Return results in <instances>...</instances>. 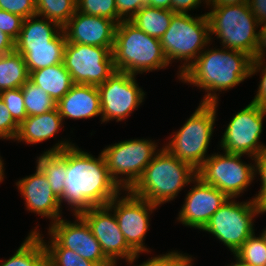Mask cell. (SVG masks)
Segmentation results:
<instances>
[{"instance_id":"cell-44","label":"cell","mask_w":266,"mask_h":266,"mask_svg":"<svg viewBox=\"0 0 266 266\" xmlns=\"http://www.w3.org/2000/svg\"><path fill=\"white\" fill-rule=\"evenodd\" d=\"M137 266H173V251L153 257Z\"/></svg>"},{"instance_id":"cell-36","label":"cell","mask_w":266,"mask_h":266,"mask_svg":"<svg viewBox=\"0 0 266 266\" xmlns=\"http://www.w3.org/2000/svg\"><path fill=\"white\" fill-rule=\"evenodd\" d=\"M19 124L13 119L11 113L0 98V139H15Z\"/></svg>"},{"instance_id":"cell-33","label":"cell","mask_w":266,"mask_h":266,"mask_svg":"<svg viewBox=\"0 0 266 266\" xmlns=\"http://www.w3.org/2000/svg\"><path fill=\"white\" fill-rule=\"evenodd\" d=\"M77 11L86 15L108 18L116 24L122 21L117 15L115 0H77Z\"/></svg>"},{"instance_id":"cell-45","label":"cell","mask_w":266,"mask_h":266,"mask_svg":"<svg viewBox=\"0 0 266 266\" xmlns=\"http://www.w3.org/2000/svg\"><path fill=\"white\" fill-rule=\"evenodd\" d=\"M15 50V40L0 30V56Z\"/></svg>"},{"instance_id":"cell-27","label":"cell","mask_w":266,"mask_h":266,"mask_svg":"<svg viewBox=\"0 0 266 266\" xmlns=\"http://www.w3.org/2000/svg\"><path fill=\"white\" fill-rule=\"evenodd\" d=\"M174 14L172 10L145 5L130 21L149 36L160 39L167 31Z\"/></svg>"},{"instance_id":"cell-12","label":"cell","mask_w":266,"mask_h":266,"mask_svg":"<svg viewBox=\"0 0 266 266\" xmlns=\"http://www.w3.org/2000/svg\"><path fill=\"white\" fill-rule=\"evenodd\" d=\"M265 116L266 108L253 102L238 111L223 133L220 142L223 151L246 154L254 160L266 149V146L259 142Z\"/></svg>"},{"instance_id":"cell-46","label":"cell","mask_w":266,"mask_h":266,"mask_svg":"<svg viewBox=\"0 0 266 266\" xmlns=\"http://www.w3.org/2000/svg\"><path fill=\"white\" fill-rule=\"evenodd\" d=\"M193 261L190 255L173 251V266H192Z\"/></svg>"},{"instance_id":"cell-21","label":"cell","mask_w":266,"mask_h":266,"mask_svg":"<svg viewBox=\"0 0 266 266\" xmlns=\"http://www.w3.org/2000/svg\"><path fill=\"white\" fill-rule=\"evenodd\" d=\"M66 42L62 29L48 44L15 45V51L23 56L30 74L32 71L63 63Z\"/></svg>"},{"instance_id":"cell-11","label":"cell","mask_w":266,"mask_h":266,"mask_svg":"<svg viewBox=\"0 0 266 266\" xmlns=\"http://www.w3.org/2000/svg\"><path fill=\"white\" fill-rule=\"evenodd\" d=\"M112 50L66 42L63 63L73 83L93 86L104 83L116 71Z\"/></svg>"},{"instance_id":"cell-52","label":"cell","mask_w":266,"mask_h":266,"mask_svg":"<svg viewBox=\"0 0 266 266\" xmlns=\"http://www.w3.org/2000/svg\"><path fill=\"white\" fill-rule=\"evenodd\" d=\"M263 210L266 212V203L263 205Z\"/></svg>"},{"instance_id":"cell-38","label":"cell","mask_w":266,"mask_h":266,"mask_svg":"<svg viewBox=\"0 0 266 266\" xmlns=\"http://www.w3.org/2000/svg\"><path fill=\"white\" fill-rule=\"evenodd\" d=\"M264 64V60H253L252 62L251 76L254 75V73L256 74V72H259L260 70H262V76L257 89V94L251 102L257 104L260 107L266 108V65L263 66Z\"/></svg>"},{"instance_id":"cell-24","label":"cell","mask_w":266,"mask_h":266,"mask_svg":"<svg viewBox=\"0 0 266 266\" xmlns=\"http://www.w3.org/2000/svg\"><path fill=\"white\" fill-rule=\"evenodd\" d=\"M29 79L41 87L55 103L61 100L74 84L64 63L32 71Z\"/></svg>"},{"instance_id":"cell-6","label":"cell","mask_w":266,"mask_h":266,"mask_svg":"<svg viewBox=\"0 0 266 266\" xmlns=\"http://www.w3.org/2000/svg\"><path fill=\"white\" fill-rule=\"evenodd\" d=\"M210 38L216 35L222 47L244 52L254 57L260 25L248 4L212 6L206 13Z\"/></svg>"},{"instance_id":"cell-43","label":"cell","mask_w":266,"mask_h":266,"mask_svg":"<svg viewBox=\"0 0 266 266\" xmlns=\"http://www.w3.org/2000/svg\"><path fill=\"white\" fill-rule=\"evenodd\" d=\"M258 30V42L253 60H264L266 54V23L261 24Z\"/></svg>"},{"instance_id":"cell-39","label":"cell","mask_w":266,"mask_h":266,"mask_svg":"<svg viewBox=\"0 0 266 266\" xmlns=\"http://www.w3.org/2000/svg\"><path fill=\"white\" fill-rule=\"evenodd\" d=\"M117 15L122 20H130L143 6L146 0H115Z\"/></svg>"},{"instance_id":"cell-13","label":"cell","mask_w":266,"mask_h":266,"mask_svg":"<svg viewBox=\"0 0 266 266\" xmlns=\"http://www.w3.org/2000/svg\"><path fill=\"white\" fill-rule=\"evenodd\" d=\"M100 95L101 121L126 119L143 102L145 93L138 86L135 75L115 71L97 86Z\"/></svg>"},{"instance_id":"cell-40","label":"cell","mask_w":266,"mask_h":266,"mask_svg":"<svg viewBox=\"0 0 266 266\" xmlns=\"http://www.w3.org/2000/svg\"><path fill=\"white\" fill-rule=\"evenodd\" d=\"M254 161L255 175L259 174L262 182L261 190L254 199L264 205L266 203V149L260 155L256 156Z\"/></svg>"},{"instance_id":"cell-30","label":"cell","mask_w":266,"mask_h":266,"mask_svg":"<svg viewBox=\"0 0 266 266\" xmlns=\"http://www.w3.org/2000/svg\"><path fill=\"white\" fill-rule=\"evenodd\" d=\"M77 10V0H36L38 18L49 19L63 27Z\"/></svg>"},{"instance_id":"cell-8","label":"cell","mask_w":266,"mask_h":266,"mask_svg":"<svg viewBox=\"0 0 266 266\" xmlns=\"http://www.w3.org/2000/svg\"><path fill=\"white\" fill-rule=\"evenodd\" d=\"M249 200L239 203L229 198L202 229L223 242L233 254L255 233L253 218L265 213L262 204L254 198Z\"/></svg>"},{"instance_id":"cell-3","label":"cell","mask_w":266,"mask_h":266,"mask_svg":"<svg viewBox=\"0 0 266 266\" xmlns=\"http://www.w3.org/2000/svg\"><path fill=\"white\" fill-rule=\"evenodd\" d=\"M196 176L194 168L162 147L129 191L141 199L160 206L176 198L181 189Z\"/></svg>"},{"instance_id":"cell-14","label":"cell","mask_w":266,"mask_h":266,"mask_svg":"<svg viewBox=\"0 0 266 266\" xmlns=\"http://www.w3.org/2000/svg\"><path fill=\"white\" fill-rule=\"evenodd\" d=\"M126 196L117 195L106 206L113 211L120 231L128 246L136 253L150 252L144 245V238L149 230L150 212L158 207L148 200L133 195L129 190Z\"/></svg>"},{"instance_id":"cell-29","label":"cell","mask_w":266,"mask_h":266,"mask_svg":"<svg viewBox=\"0 0 266 266\" xmlns=\"http://www.w3.org/2000/svg\"><path fill=\"white\" fill-rule=\"evenodd\" d=\"M37 228L30 234H37L43 240L47 254V266H97L94 262L82 258L77 252L62 247L51 235L50 242L47 244Z\"/></svg>"},{"instance_id":"cell-4","label":"cell","mask_w":266,"mask_h":266,"mask_svg":"<svg viewBox=\"0 0 266 266\" xmlns=\"http://www.w3.org/2000/svg\"><path fill=\"white\" fill-rule=\"evenodd\" d=\"M112 54L115 70L131 75L169 65L160 39L149 36L130 20H122L117 24Z\"/></svg>"},{"instance_id":"cell-32","label":"cell","mask_w":266,"mask_h":266,"mask_svg":"<svg viewBox=\"0 0 266 266\" xmlns=\"http://www.w3.org/2000/svg\"><path fill=\"white\" fill-rule=\"evenodd\" d=\"M234 257L252 266H266V243L263 237H256L253 233L234 253Z\"/></svg>"},{"instance_id":"cell-47","label":"cell","mask_w":266,"mask_h":266,"mask_svg":"<svg viewBox=\"0 0 266 266\" xmlns=\"http://www.w3.org/2000/svg\"><path fill=\"white\" fill-rule=\"evenodd\" d=\"M249 0H209L208 5L218 6V5H239L248 4Z\"/></svg>"},{"instance_id":"cell-19","label":"cell","mask_w":266,"mask_h":266,"mask_svg":"<svg viewBox=\"0 0 266 266\" xmlns=\"http://www.w3.org/2000/svg\"><path fill=\"white\" fill-rule=\"evenodd\" d=\"M25 200L27 210L51 219V223L61 218L60 199L53 193L47 177L36 166V172L16 182Z\"/></svg>"},{"instance_id":"cell-48","label":"cell","mask_w":266,"mask_h":266,"mask_svg":"<svg viewBox=\"0 0 266 266\" xmlns=\"http://www.w3.org/2000/svg\"><path fill=\"white\" fill-rule=\"evenodd\" d=\"M146 5L171 10V0H146Z\"/></svg>"},{"instance_id":"cell-16","label":"cell","mask_w":266,"mask_h":266,"mask_svg":"<svg viewBox=\"0 0 266 266\" xmlns=\"http://www.w3.org/2000/svg\"><path fill=\"white\" fill-rule=\"evenodd\" d=\"M74 223L59 218L48 229L62 247L77 252L82 258L94 262L97 266H115L102 251L98 240L93 236L90 226L80 215Z\"/></svg>"},{"instance_id":"cell-17","label":"cell","mask_w":266,"mask_h":266,"mask_svg":"<svg viewBox=\"0 0 266 266\" xmlns=\"http://www.w3.org/2000/svg\"><path fill=\"white\" fill-rule=\"evenodd\" d=\"M191 183L196 185L188 191L177 219L185 226L202 230L229 197L218 188L204 183L198 176Z\"/></svg>"},{"instance_id":"cell-20","label":"cell","mask_w":266,"mask_h":266,"mask_svg":"<svg viewBox=\"0 0 266 266\" xmlns=\"http://www.w3.org/2000/svg\"><path fill=\"white\" fill-rule=\"evenodd\" d=\"M62 119H90L101 115L97 86L73 84L69 92L56 103Z\"/></svg>"},{"instance_id":"cell-1","label":"cell","mask_w":266,"mask_h":266,"mask_svg":"<svg viewBox=\"0 0 266 266\" xmlns=\"http://www.w3.org/2000/svg\"><path fill=\"white\" fill-rule=\"evenodd\" d=\"M66 172L64 192L59 199L71 206L73 215L106 206L121 194L122 188L111 177L102 153L95 158L75 145L67 148Z\"/></svg>"},{"instance_id":"cell-37","label":"cell","mask_w":266,"mask_h":266,"mask_svg":"<svg viewBox=\"0 0 266 266\" xmlns=\"http://www.w3.org/2000/svg\"><path fill=\"white\" fill-rule=\"evenodd\" d=\"M24 18L0 9V30L16 40L21 32Z\"/></svg>"},{"instance_id":"cell-28","label":"cell","mask_w":266,"mask_h":266,"mask_svg":"<svg viewBox=\"0 0 266 266\" xmlns=\"http://www.w3.org/2000/svg\"><path fill=\"white\" fill-rule=\"evenodd\" d=\"M0 266H47V254L43 240L37 234H30L9 259Z\"/></svg>"},{"instance_id":"cell-10","label":"cell","mask_w":266,"mask_h":266,"mask_svg":"<svg viewBox=\"0 0 266 266\" xmlns=\"http://www.w3.org/2000/svg\"><path fill=\"white\" fill-rule=\"evenodd\" d=\"M224 154V155H223ZM212 154L196 171L197 176L206 184L212 185L229 198H237L253 182L255 165L241 161L243 154Z\"/></svg>"},{"instance_id":"cell-23","label":"cell","mask_w":266,"mask_h":266,"mask_svg":"<svg viewBox=\"0 0 266 266\" xmlns=\"http://www.w3.org/2000/svg\"><path fill=\"white\" fill-rule=\"evenodd\" d=\"M62 117L57 108L36 116L26 117L18 127L14 140L36 144L54 138L62 126Z\"/></svg>"},{"instance_id":"cell-34","label":"cell","mask_w":266,"mask_h":266,"mask_svg":"<svg viewBox=\"0 0 266 266\" xmlns=\"http://www.w3.org/2000/svg\"><path fill=\"white\" fill-rule=\"evenodd\" d=\"M0 98L5 103L13 119L20 124L26 117L25 103L21 88L0 92Z\"/></svg>"},{"instance_id":"cell-15","label":"cell","mask_w":266,"mask_h":266,"mask_svg":"<svg viewBox=\"0 0 266 266\" xmlns=\"http://www.w3.org/2000/svg\"><path fill=\"white\" fill-rule=\"evenodd\" d=\"M107 206L92 207L80 215L90 226L93 236L101 245L105 256L116 266L117 259L124 258L133 264L139 254H136L127 244L120 231L114 213Z\"/></svg>"},{"instance_id":"cell-50","label":"cell","mask_w":266,"mask_h":266,"mask_svg":"<svg viewBox=\"0 0 266 266\" xmlns=\"http://www.w3.org/2000/svg\"><path fill=\"white\" fill-rule=\"evenodd\" d=\"M3 160L1 159V156H0V182L3 181V178H4V166H3Z\"/></svg>"},{"instance_id":"cell-2","label":"cell","mask_w":266,"mask_h":266,"mask_svg":"<svg viewBox=\"0 0 266 266\" xmlns=\"http://www.w3.org/2000/svg\"><path fill=\"white\" fill-rule=\"evenodd\" d=\"M252 62L253 58L241 51L207 49L180 75V80L207 91L201 103L214 104L218 102L216 91H226L251 77Z\"/></svg>"},{"instance_id":"cell-22","label":"cell","mask_w":266,"mask_h":266,"mask_svg":"<svg viewBox=\"0 0 266 266\" xmlns=\"http://www.w3.org/2000/svg\"><path fill=\"white\" fill-rule=\"evenodd\" d=\"M73 145L75 144L67 140L61 141L37 157V167L45 174L53 193L58 198L63 195L67 177V148Z\"/></svg>"},{"instance_id":"cell-35","label":"cell","mask_w":266,"mask_h":266,"mask_svg":"<svg viewBox=\"0 0 266 266\" xmlns=\"http://www.w3.org/2000/svg\"><path fill=\"white\" fill-rule=\"evenodd\" d=\"M0 9L25 19L36 15V0H0Z\"/></svg>"},{"instance_id":"cell-5","label":"cell","mask_w":266,"mask_h":266,"mask_svg":"<svg viewBox=\"0 0 266 266\" xmlns=\"http://www.w3.org/2000/svg\"><path fill=\"white\" fill-rule=\"evenodd\" d=\"M211 39L206 13L198 17L182 13L172 16L167 31L160 38V43L169 64L173 60L184 61L179 70V80L180 75L205 50V46L210 44Z\"/></svg>"},{"instance_id":"cell-42","label":"cell","mask_w":266,"mask_h":266,"mask_svg":"<svg viewBox=\"0 0 266 266\" xmlns=\"http://www.w3.org/2000/svg\"><path fill=\"white\" fill-rule=\"evenodd\" d=\"M248 5L259 25L266 23V0H249Z\"/></svg>"},{"instance_id":"cell-18","label":"cell","mask_w":266,"mask_h":266,"mask_svg":"<svg viewBox=\"0 0 266 266\" xmlns=\"http://www.w3.org/2000/svg\"><path fill=\"white\" fill-rule=\"evenodd\" d=\"M116 26L113 20L76 10L62 29L68 43L113 48Z\"/></svg>"},{"instance_id":"cell-49","label":"cell","mask_w":266,"mask_h":266,"mask_svg":"<svg viewBox=\"0 0 266 266\" xmlns=\"http://www.w3.org/2000/svg\"><path fill=\"white\" fill-rule=\"evenodd\" d=\"M235 259H236V262L235 263H233L231 265H227V266H252V265H249L247 263H244L243 261H241L237 257Z\"/></svg>"},{"instance_id":"cell-41","label":"cell","mask_w":266,"mask_h":266,"mask_svg":"<svg viewBox=\"0 0 266 266\" xmlns=\"http://www.w3.org/2000/svg\"><path fill=\"white\" fill-rule=\"evenodd\" d=\"M204 0H171V10L174 13L188 14V10L197 8ZM208 6L209 0H205Z\"/></svg>"},{"instance_id":"cell-9","label":"cell","mask_w":266,"mask_h":266,"mask_svg":"<svg viewBox=\"0 0 266 266\" xmlns=\"http://www.w3.org/2000/svg\"><path fill=\"white\" fill-rule=\"evenodd\" d=\"M157 147L152 140L131 139L109 145L101 153L113 180L127 191L142 176L146 166L158 152Z\"/></svg>"},{"instance_id":"cell-26","label":"cell","mask_w":266,"mask_h":266,"mask_svg":"<svg viewBox=\"0 0 266 266\" xmlns=\"http://www.w3.org/2000/svg\"><path fill=\"white\" fill-rule=\"evenodd\" d=\"M23 56L17 51L0 56V92L21 88L29 80Z\"/></svg>"},{"instance_id":"cell-7","label":"cell","mask_w":266,"mask_h":266,"mask_svg":"<svg viewBox=\"0 0 266 266\" xmlns=\"http://www.w3.org/2000/svg\"><path fill=\"white\" fill-rule=\"evenodd\" d=\"M218 102L200 103L185 124L173 134L166 146L171 154L196 171L209 157L207 149L214 131Z\"/></svg>"},{"instance_id":"cell-25","label":"cell","mask_w":266,"mask_h":266,"mask_svg":"<svg viewBox=\"0 0 266 266\" xmlns=\"http://www.w3.org/2000/svg\"><path fill=\"white\" fill-rule=\"evenodd\" d=\"M37 17L34 15L23 20L15 45L48 44L62 30V27L56 22L46 18L36 20Z\"/></svg>"},{"instance_id":"cell-51","label":"cell","mask_w":266,"mask_h":266,"mask_svg":"<svg viewBox=\"0 0 266 266\" xmlns=\"http://www.w3.org/2000/svg\"><path fill=\"white\" fill-rule=\"evenodd\" d=\"M261 236L263 237L265 243H266V228L263 230Z\"/></svg>"},{"instance_id":"cell-31","label":"cell","mask_w":266,"mask_h":266,"mask_svg":"<svg viewBox=\"0 0 266 266\" xmlns=\"http://www.w3.org/2000/svg\"><path fill=\"white\" fill-rule=\"evenodd\" d=\"M27 117L49 112L56 108L55 101L30 79L21 87Z\"/></svg>"}]
</instances>
